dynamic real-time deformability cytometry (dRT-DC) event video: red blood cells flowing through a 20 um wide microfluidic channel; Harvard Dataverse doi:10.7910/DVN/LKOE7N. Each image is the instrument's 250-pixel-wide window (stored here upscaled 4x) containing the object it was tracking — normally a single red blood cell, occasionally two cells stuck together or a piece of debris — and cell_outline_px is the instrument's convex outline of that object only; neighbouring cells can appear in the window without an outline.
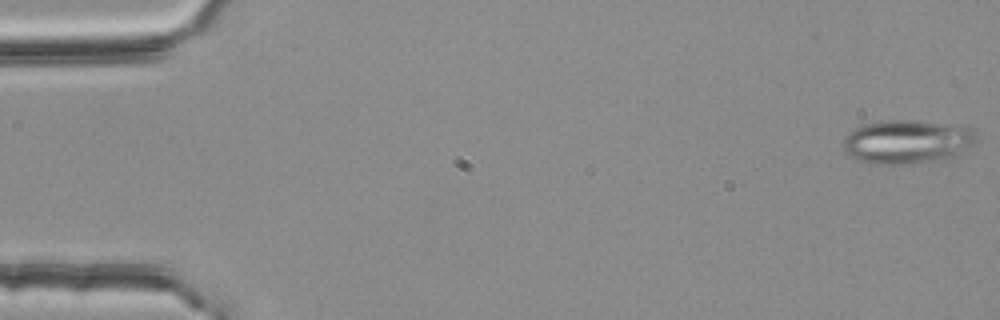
{"species": "common noctule bat (a hibernating species)", "species_latin": "Nyctalus noctula", "temperature_condition": "room temperature", "stored_images_in_passage": 44, "segment_of_instrument_passage": [1, 2], "camera_frame_rate_fps": 3000, "um_per_image_px": 0.085, "animal": {"sex": "female", "body_mass_g": 25.1}, "frame": {"image": 1, "passage_image": 1, "time_ms": 0.0, "image_size_px": [1000, 320], "cell_outline_px": [[976, 140], [972, 144], [952, 156], [936, 160], [896, 164], [876, 164], [856, 160], [844, 148], [844, 136], [848, 132], [864, 124], [888, 120], [912, 120], [964, 124], [972, 128], [976, 136]], "centroid_in_image_um": [77.11, 12.01], "position_along_channel_um": 7.9, "area_um2": 33.76}}